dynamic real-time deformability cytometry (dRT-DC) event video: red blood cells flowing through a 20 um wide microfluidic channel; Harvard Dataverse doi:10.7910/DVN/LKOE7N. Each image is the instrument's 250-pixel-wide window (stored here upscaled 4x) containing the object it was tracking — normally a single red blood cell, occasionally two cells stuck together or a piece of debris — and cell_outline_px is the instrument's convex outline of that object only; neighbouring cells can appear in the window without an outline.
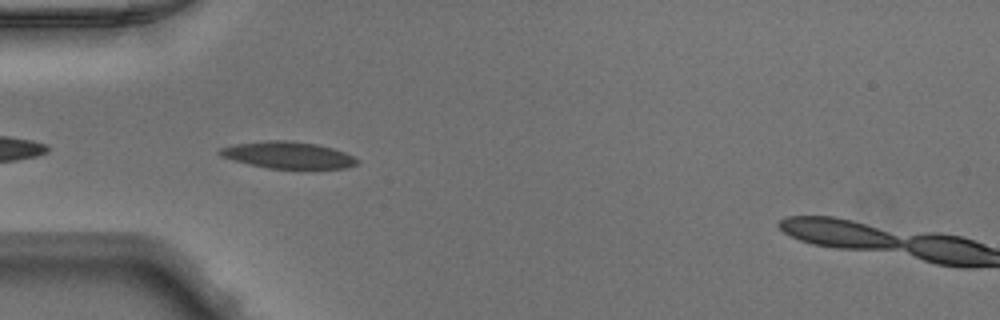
{"species": "Egyptian fruit bat (a non-hibernating species)", "species_latin": "Rousettus aegyptiacus", "temperature_condition": "warm", "stored_images_in_passage": 8, "camera_frame_rate_fps": 3000, "um_per_image_px": 0.085, "animal": {"sex": "male"}, "frame": {"image": 1, "passage_image": 2, "time_ms": 0.333, "image_size_px": [1000, 320], "cell_outline_px": [[360, 160], [356, 164], [344, 168], [268, 168], [220, 156], [216, 152], [220, 148], [232, 144], [268, 140], [284, 140], [316, 144], [332, 148], [344, 152]], "centroid_in_image_um": [24.45, 13.17], "position_along_channel_um": 60.6, "area_um2": 21.1}}
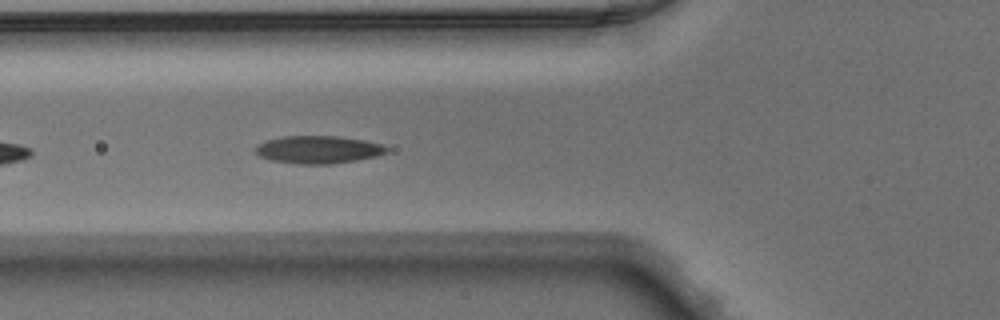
{"frame": {"image": 2, "passage_image": 5, "time_ms": 1.333, "image_size_px": [1000, 320], "cell_outline_px": [[388, 152], [376, 156], [356, 160], [332, 164], [300, 164], [268, 160], [260, 156], [256, 152], [256, 148], [260, 144], [268, 140], [284, 136], [336, 136], [364, 140], [380, 144], [388, 148]], "centroid_in_image_um": [27.06, 12.72], "position_along_channel_um": 98.7, "area_um2": 20.98}}